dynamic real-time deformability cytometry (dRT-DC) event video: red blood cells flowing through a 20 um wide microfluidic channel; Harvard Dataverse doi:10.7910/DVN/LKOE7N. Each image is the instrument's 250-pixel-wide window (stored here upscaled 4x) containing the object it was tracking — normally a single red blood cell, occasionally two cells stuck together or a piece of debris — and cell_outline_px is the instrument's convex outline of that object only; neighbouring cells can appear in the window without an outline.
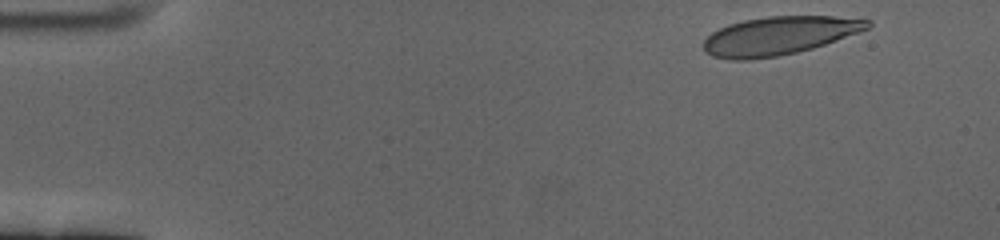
{"species": "human", "species_latin": "Homo sapiens", "temperature_condition": "cold", "stored_images_in_passage": 55, "camera_frame_rate_fps": 3000, "um_per_image_px": 0.085, "donor": {"sex": "female"}, "frame": {"image": 1, "passage_image": 1, "time_ms": 0.0, "image_size_px": [1000, 240], "cell_outline_px": [[872, 24], [868, 28], [836, 40], [812, 48], [796, 52], [776, 56], [748, 60], [732, 60], [712, 56], [704, 52], [704, 40], [712, 32], [728, 24], [744, 20], [768, 16], [832, 16], [872, 20]], "centroid_in_image_um": [66.19, 3.03], "position_along_channel_um": 18.8, "area_um2": 36.41}}
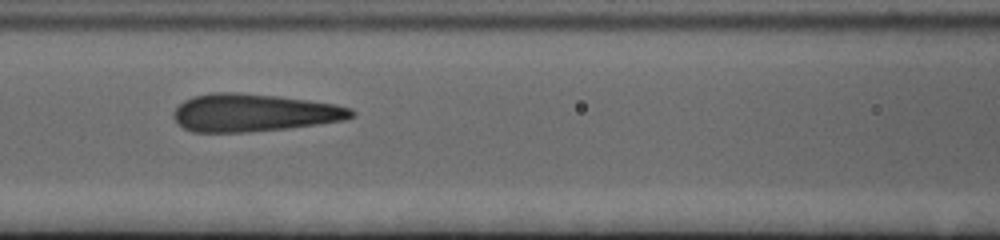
{"frame": {"image": 2, "passage_image": 22, "time_ms": 7.0, "image_size_px": [1000, 240], "cell_outline_px": [[356, 116], [344, 120], [316, 124], [284, 128], [248, 132], [192, 132], [184, 128], [172, 116], [172, 112], [184, 100], [192, 96], [212, 92], [236, 92], [280, 96], [336, 104], [352, 108], [356, 112]], "centroid_in_image_um": [21.58, 9.57], "position_along_channel_um": 145.0, "area_um2": 39.19}}
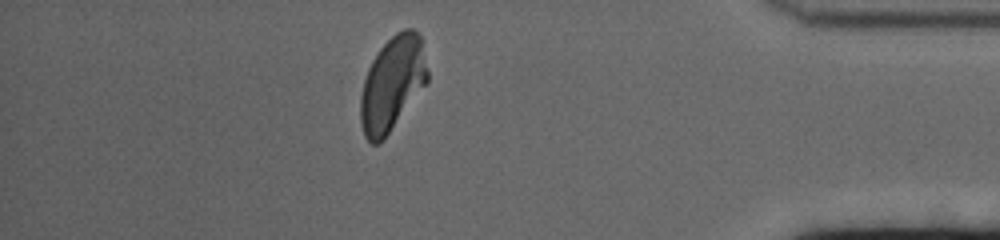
{"frame": {"image": 3, "passage_image": 48, "time_ms": 15.667, "image_size_px": [1000, 240], "cell_outline_px": [[428, 84], [384, 140], [380, 144], [372, 144], [364, 136], [360, 120], [360, 96], [364, 80], [368, 68], [372, 60], [380, 48], [396, 32], [404, 28], [412, 28], [420, 36], [428, 72]], "centroid_in_image_um": [33.35, 7.16], "position_along_channel_um": 401.9, "area_um2": 37.22}, "authors_computed_cell_mechanics": {"area_um2": 38.148, "velocity_mm_per_s": 3.3703, "shape_relaxation_time_tau1_ms": 5.5045, "shape_relaxation_time_tau2_ms": 0.9206, "deformation_change_tau1": 0.1986, "deformation_change_tau2": 0.0953}}